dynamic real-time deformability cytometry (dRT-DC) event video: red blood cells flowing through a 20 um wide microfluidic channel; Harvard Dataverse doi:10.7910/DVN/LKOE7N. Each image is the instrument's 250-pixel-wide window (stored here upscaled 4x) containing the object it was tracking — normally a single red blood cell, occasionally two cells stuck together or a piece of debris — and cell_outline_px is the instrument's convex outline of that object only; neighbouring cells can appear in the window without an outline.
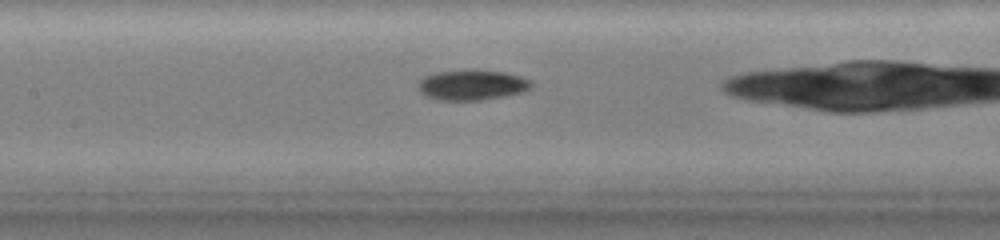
{"species": "common noctule bat (a hibernating species)", "species_latin": "Nyctalus noctula", "temperature_condition": "warm", "stored_images_in_passage": 31, "camera_frame_rate_fps": 3000, "um_per_image_px": 0.085, "animal": {"sex": "female", "body_mass_g": 19.0, "forearm_length_mm": 51.5}, "frame": {"image": 1, "passage_image": 8, "time_ms": 3.333, "image_size_px": [1000, 240], "cell_outline_px": [[532, 84], [528, 88], [520, 92], [500, 96], [476, 100], [452, 100], [432, 96], [424, 92], [420, 88], [420, 80], [428, 76], [440, 72], [504, 72], [520, 76], [532, 80]], "centroid_in_image_um": [40.22, 7.23], "position_along_channel_um": 167.2, "area_um2": 18.26}}